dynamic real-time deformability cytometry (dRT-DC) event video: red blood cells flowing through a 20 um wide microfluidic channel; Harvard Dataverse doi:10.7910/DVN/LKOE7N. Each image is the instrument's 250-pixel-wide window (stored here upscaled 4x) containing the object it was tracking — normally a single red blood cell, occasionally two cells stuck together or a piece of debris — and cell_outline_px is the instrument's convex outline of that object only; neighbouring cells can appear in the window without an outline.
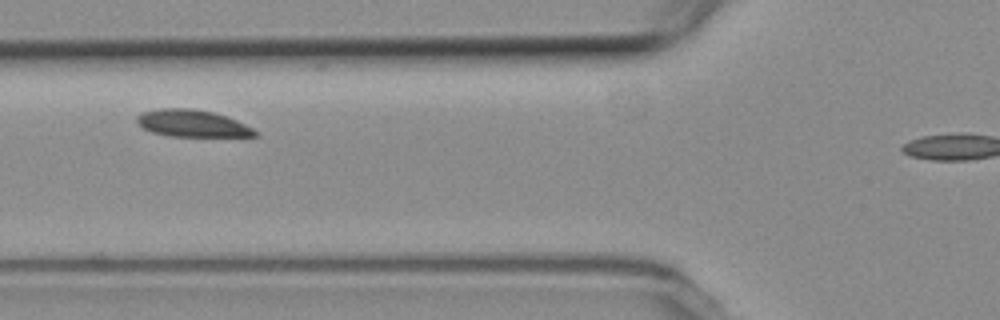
{"species": "common noctule bat (a hibernating species)", "species_latin": "Nyctalus noctula", "temperature_condition": "room temperature", "stored_images_in_passage": 8, "camera_frame_rate_fps": 3000, "um_per_image_px": 0.085, "animal": {"sex": "female", "body_mass_g": 19.3, "forearm_length_mm": 54.1}, "frame": {"image": 1, "passage_image": 3, "time_ms": 2.333, "image_size_px": [1000, 320], "cell_outline_px": [[260, 132], [256, 136], [168, 136], [152, 132], [144, 128], [136, 120], [136, 116], [140, 112], [160, 108], [192, 108], [212, 112], [236, 120]], "centroid_in_image_um": [16.32, 10.48], "position_along_channel_um": 109.5, "area_um2": 18.5}}
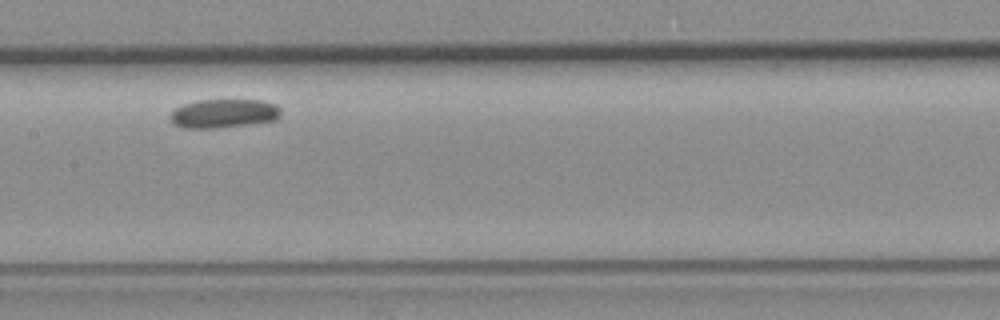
{"frame": {"image": 2, "passage_image": 5, "time_ms": 4.667, "image_size_px": [1000, 320], "cell_outline_px": [[280, 116], [276, 120], [248, 124], [216, 128], [184, 128], [172, 124], [168, 120], [168, 116], [176, 108], [184, 104], [196, 100], [260, 100], [276, 104], [280, 108]], "centroid_in_image_um": [18.98, 9.65], "position_along_channel_um": 188.4, "area_um2": 18.73}}
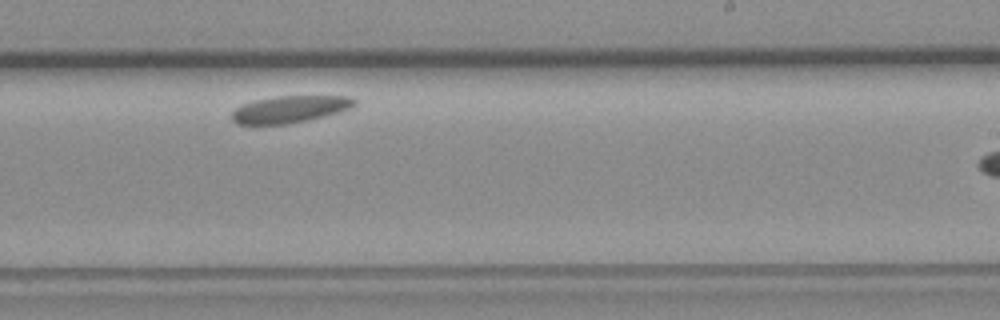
{"frame": {"image": 3, "passage_image": 7, "time_ms": 7.0, "image_size_px": [1000, 320], "cell_outline_px": [[356, 104], [352, 108], [324, 116], [308, 120], [288, 124], [236, 124], [232, 120], [232, 112], [236, 108], [244, 104], [256, 100], [276, 96], [352, 96], [356, 100]], "centroid_in_image_um": [24.67, 9.28], "position_along_channel_um": 264.3, "area_um2": 19.25}}